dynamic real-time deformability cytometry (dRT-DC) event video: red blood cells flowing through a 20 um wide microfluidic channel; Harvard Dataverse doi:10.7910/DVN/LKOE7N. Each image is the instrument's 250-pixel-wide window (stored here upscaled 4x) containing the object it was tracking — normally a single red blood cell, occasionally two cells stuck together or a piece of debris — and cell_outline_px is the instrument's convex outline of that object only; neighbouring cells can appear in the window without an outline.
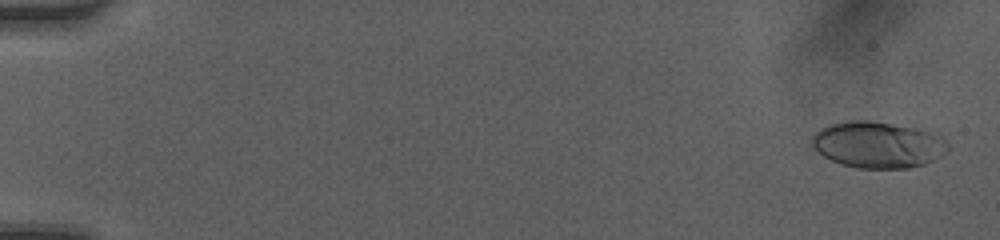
{"species": "human", "species_latin": "Homo sapiens", "temperature_condition": "room temperature", "stored_images_in_passage": 7, "camera_frame_rate_fps": 3000, "um_per_image_px": 0.085, "donor": {"sex": "female"}, "frame": {"image": 1, "passage_image": 1, "time_ms": 0.0, "image_size_px": [1000, 240], "cell_outline_px": [[948, 152], [924, 164], [908, 168], [856, 168], [840, 164], [824, 156], [812, 148], [812, 136], [820, 128], [828, 124], [848, 120], [868, 120], [916, 128], [932, 132], [944, 140], [948, 144]], "centroid_in_image_um": [74.58, 12.3], "position_along_channel_um": 10.4, "area_um2": 36.76}}
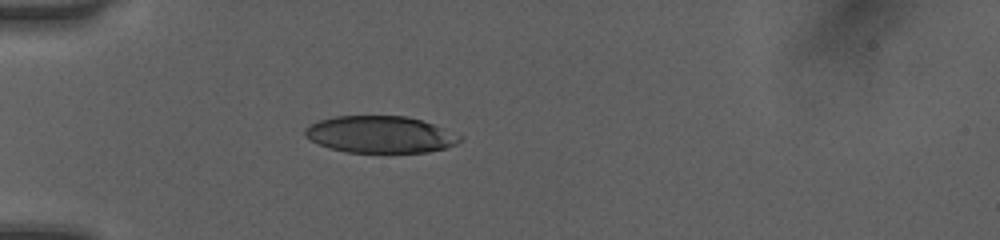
{"frame": {"image": 2, "passage_image": 6, "time_ms": 4.667, "image_size_px": [1000, 240], "cell_outline_px": [[464, 136], [456, 144], [444, 148], [428, 152], [348, 152], [328, 148], [304, 136], [304, 128], [320, 120], [336, 116], [404, 116], [420, 120], [444, 128]], "centroid_in_image_um": [32.32, 11.43], "position_along_channel_um": 52.7, "area_um2": 33.06}}